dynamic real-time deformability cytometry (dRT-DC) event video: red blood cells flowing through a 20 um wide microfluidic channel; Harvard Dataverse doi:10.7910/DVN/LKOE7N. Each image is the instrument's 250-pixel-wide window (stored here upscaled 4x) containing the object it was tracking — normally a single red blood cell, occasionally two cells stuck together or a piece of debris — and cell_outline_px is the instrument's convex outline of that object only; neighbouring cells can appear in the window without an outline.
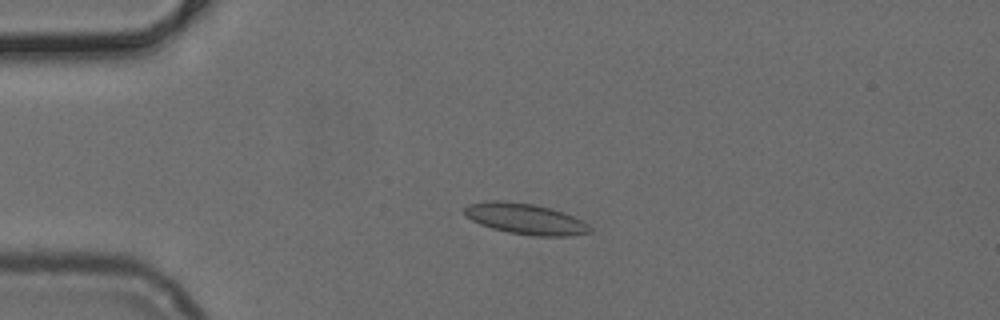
{"species": "common noctule bat (a hibernating species)", "species_latin": "Nyctalus noctula", "temperature_condition": "cold", "stored_images_in_passage": 44, "camera_frame_rate_fps": 3000, "um_per_image_px": 0.085, "animal": {"sex": "female", "body_mass_g": 24.6, "forearm_length_mm": 56.2}, "frame": {"image": 1, "passage_image": 5, "time_ms": 1.333, "image_size_px": [1000, 320], "cell_outline_px": [[592, 232], [572, 236], [532, 236], [508, 232], [492, 228], [480, 224], [472, 220], [464, 212], [464, 208], [468, 204], [488, 200], [504, 200], [532, 204], [564, 212], [588, 224], [592, 228]], "centroid_in_image_um": [44.66, 18.61], "position_along_channel_um": 40.3, "area_um2": 22.54}}
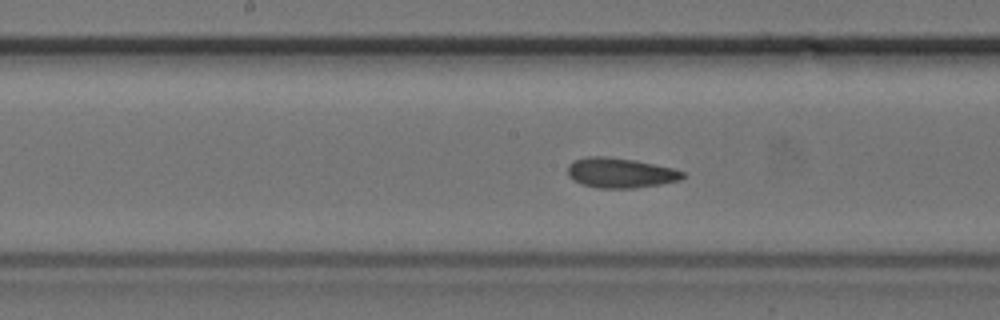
{"frame": {"image": 2, "passage_image": 19, "time_ms": 6.0, "image_size_px": [1000, 320], "cell_outline_px": [[684, 176], [680, 180], [660, 184], [636, 188], [596, 188], [580, 184], [572, 180], [568, 176], [568, 164], [572, 160], [588, 156], [604, 156], [636, 160], [672, 168], [684, 172]], "centroid_in_image_um": [52.67, 14.69], "position_along_channel_um": 195.5, "area_um2": 20.29}}
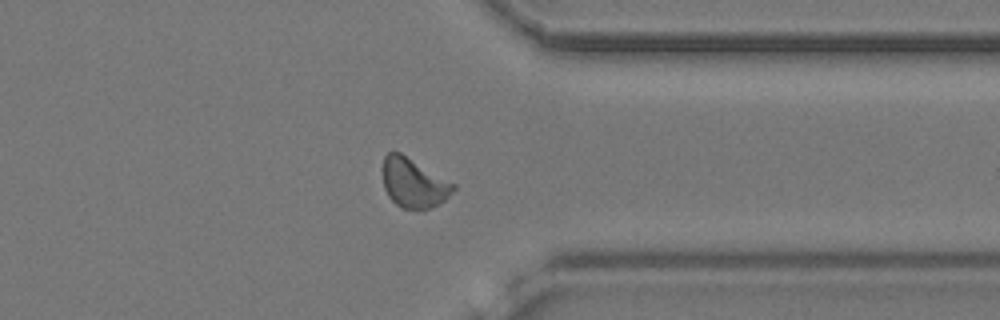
{"frame": {"image": 3, "passage_image": 33, "time_ms": 10.667, "image_size_px": [1000, 320], "cell_outline_px": [[456, 188], [440, 204], [428, 208], [400, 208], [388, 196], [384, 188], [380, 168], [384, 156], [388, 152], [400, 152], [456, 184]], "centroid_in_image_um": [35.12, 15.52], "position_along_channel_um": 376.3, "area_um2": 20.52}}